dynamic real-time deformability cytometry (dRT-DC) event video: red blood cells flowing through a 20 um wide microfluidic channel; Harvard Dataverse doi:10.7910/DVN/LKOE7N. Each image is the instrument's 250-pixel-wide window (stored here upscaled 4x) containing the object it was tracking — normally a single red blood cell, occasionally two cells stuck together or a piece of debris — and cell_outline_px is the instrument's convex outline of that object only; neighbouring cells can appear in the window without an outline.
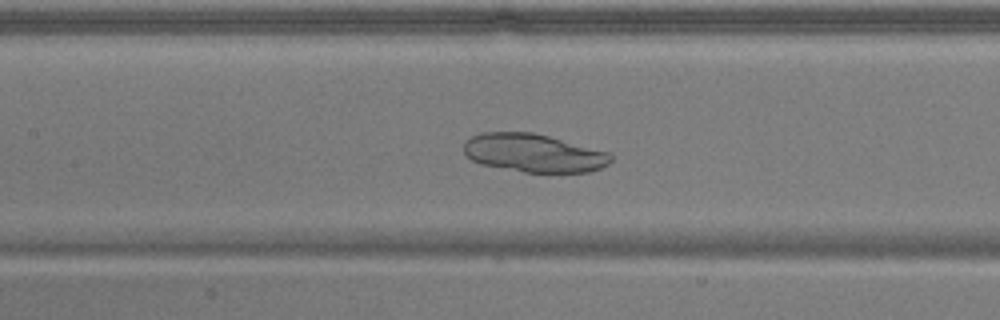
{"species": "common noctule bat (a hibernating species)", "species_latin": "Nyctalus noctula", "temperature_condition": "warm", "stored_images_in_passage": 44, "camera_frame_rate_fps": 3000, "um_per_image_px": 0.085, "animal": {"sex": "male", "body_mass_g": 17.9}, "frame": {"image": 1, "passage_image": 14, "time_ms": 4.333, "image_size_px": [1000, 320], "cell_outline_px": [[612, 160], [608, 164], [592, 172], [524, 172], [480, 164], [472, 160], [464, 152], [464, 144], [472, 136], [480, 132], [532, 132], [612, 152]], "centroid_in_image_um": [45.4, 13.0], "position_along_channel_um": 162.0, "area_um2": 32.89}}
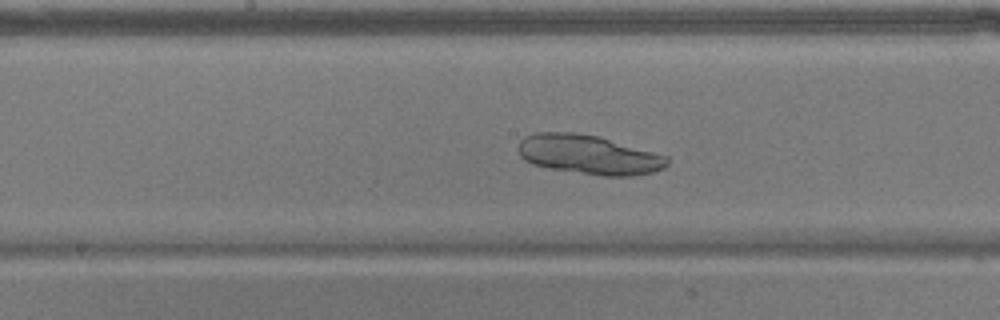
{"frame": {"image": 2, "passage_image": 17, "time_ms": 5.333, "image_size_px": [1000, 320], "cell_outline_px": [[668, 164], [664, 168], [652, 172], [632, 176], [604, 176], [548, 168], [532, 164], [524, 160], [520, 156], [520, 140], [524, 136], [536, 132], [572, 132], [596, 136], [668, 156]], "centroid_in_image_um": [50.03, 13.15], "position_along_channel_um": 198.2, "area_um2": 33.87}}